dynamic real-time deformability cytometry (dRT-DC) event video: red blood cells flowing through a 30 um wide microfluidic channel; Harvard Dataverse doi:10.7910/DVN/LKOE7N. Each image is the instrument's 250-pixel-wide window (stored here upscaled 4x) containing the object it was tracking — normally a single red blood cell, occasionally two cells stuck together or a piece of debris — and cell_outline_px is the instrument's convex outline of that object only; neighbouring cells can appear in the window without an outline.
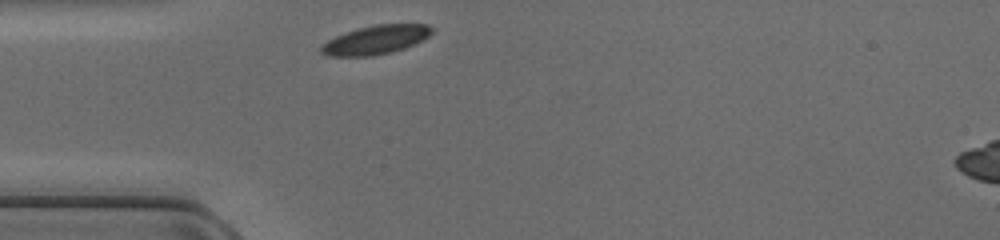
{"species": "common noctule bat (a hibernating species)", "species_latin": "Nyctalus noctula", "temperature_condition": "cold", "stored_images_in_passage": 26, "camera_frame_rate_fps": 3000, "um_per_image_px": 0.085, "animal": {"sex": "female", "body_mass_g": 17.0, "forearm_length_mm": 48.0}, "frame": {"image": 1, "passage_image": 1, "time_ms": 0.0, "image_size_px": [1000, 240], "cell_outline_px": [[432, 32], [424, 40], [404, 48], [392, 52], [372, 56], [328, 56], [320, 52], [320, 44], [344, 32], [376, 24], [428, 24], [432, 28]], "centroid_in_image_um": [31.92, 3.39], "position_along_channel_um": 53.1, "area_um2": 18.67}}
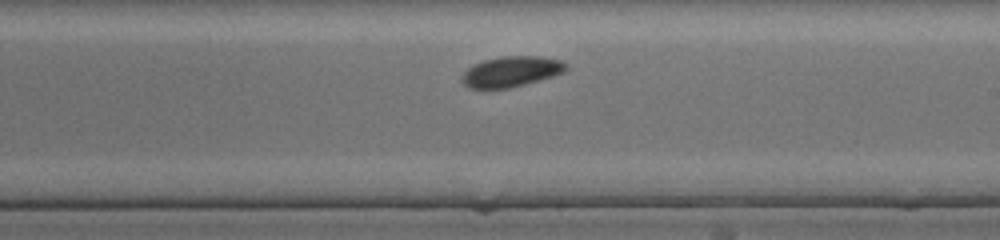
{"frame": {"image": 2, "passage_image": 15, "time_ms": 4.667, "image_size_px": [1000, 240], "cell_outline_px": [[568, 68], [564, 72], [552, 76], [524, 84], [508, 88], [468, 88], [460, 80], [460, 76], [472, 64], [484, 60], [500, 56], [540, 56], [560, 60], [568, 64]], "centroid_in_image_um": [43.43, 6.07], "position_along_channel_um": 245.6, "area_um2": 18.55}}
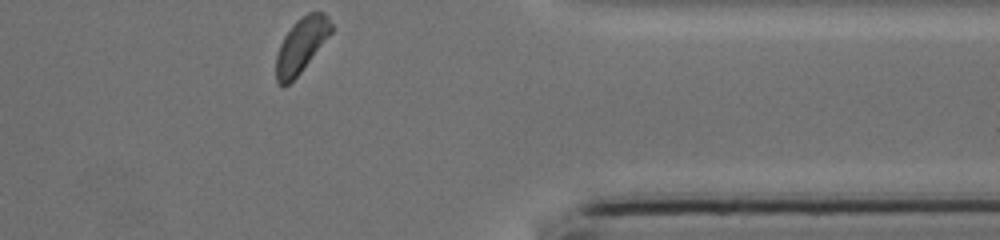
{"frame": {"image": 3, "passage_image": 26, "time_ms": 8.333, "image_size_px": [1000, 240], "cell_outline_px": [[332, 32], [300, 72], [284, 88], [276, 84], [276, 56], [280, 44], [284, 36], [296, 20], [308, 12], [324, 12], [328, 16], [332, 24]], "centroid_in_image_um": [25.59, 3.85], "position_along_channel_um": 385.8, "area_um2": 17.46}}